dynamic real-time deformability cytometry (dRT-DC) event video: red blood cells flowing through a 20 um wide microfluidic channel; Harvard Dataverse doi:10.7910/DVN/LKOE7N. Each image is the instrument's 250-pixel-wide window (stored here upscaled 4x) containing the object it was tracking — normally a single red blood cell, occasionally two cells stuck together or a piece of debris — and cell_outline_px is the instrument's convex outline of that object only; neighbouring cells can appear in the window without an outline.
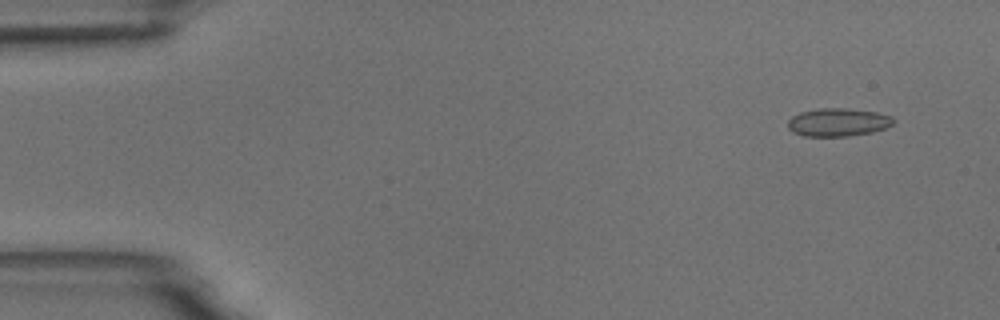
{"species": "common noctule bat (a hibernating species)", "species_latin": "Nyctalus noctula", "temperature_condition": "room temperature", "stored_images_in_passage": 8, "camera_frame_rate_fps": 3000, "um_per_image_px": 0.085, "animal": {"sex": "male", "body_mass_g": 18.8}, "frame": {"image": 1, "passage_image": 1, "time_ms": 0.0, "image_size_px": [1000, 320], "cell_outline_px": [[896, 120], [892, 124], [884, 128], [872, 132], [848, 136], [804, 136], [792, 132], [788, 128], [788, 120], [792, 116], [800, 112], [820, 108], [844, 108], [880, 112], [892, 116]], "centroid_in_image_um": [71.24, 10.38], "position_along_channel_um": 13.8, "area_um2": 17.4}}
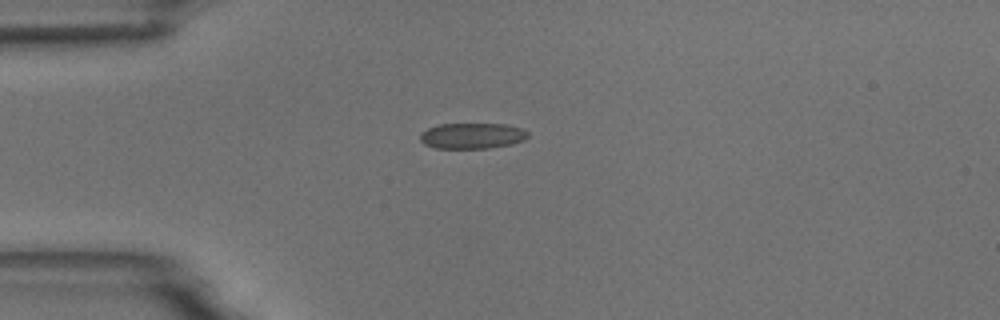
{"frame": {"image": 2, "passage_image": 4, "time_ms": 3.333, "image_size_px": [1000, 320], "cell_outline_px": [[528, 136], [524, 140], [512, 144], [488, 148], [436, 148], [424, 144], [420, 140], [420, 132], [428, 128], [440, 124], [508, 124], [520, 128], [528, 132]], "centroid_in_image_um": [40.12, 11.54], "position_along_channel_um": 44.9, "area_um2": 16.18}}